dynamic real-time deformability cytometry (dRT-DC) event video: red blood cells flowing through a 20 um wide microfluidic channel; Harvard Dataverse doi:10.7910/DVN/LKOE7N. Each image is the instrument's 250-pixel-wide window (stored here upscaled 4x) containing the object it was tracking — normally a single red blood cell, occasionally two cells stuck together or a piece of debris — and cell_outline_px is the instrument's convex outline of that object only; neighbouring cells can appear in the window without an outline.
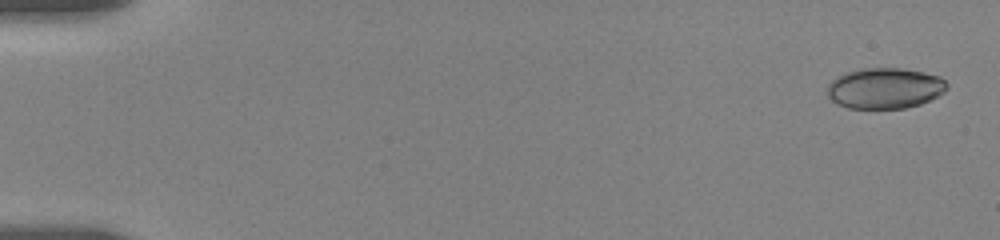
{"species": "human", "species_latin": "Homo sapiens", "temperature_condition": "room temperature", "stored_images_in_passage": 55, "camera_frame_rate_fps": 3000, "um_per_image_px": 0.085, "donor": {"sex": "female"}, "frame": {"image": 1, "passage_image": 1, "time_ms": 0.0, "image_size_px": [1000, 240], "cell_outline_px": [[948, 88], [944, 92], [920, 104], [904, 108], [848, 108], [836, 104], [828, 96], [828, 84], [832, 80], [848, 72], [860, 68], [900, 68], [924, 72], [940, 76], [948, 84]], "centroid_in_image_um": [75.22, 7.5], "position_along_channel_um": 9.8, "area_um2": 28.32}}
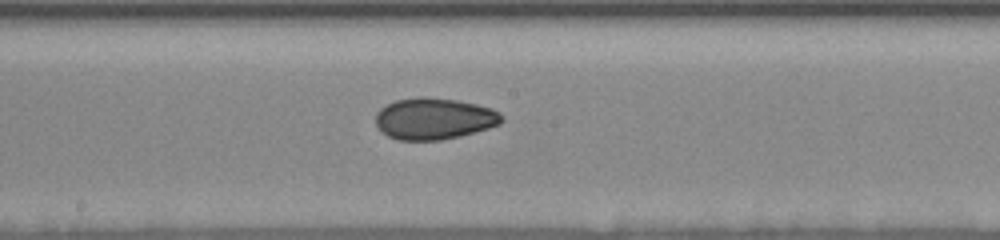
{"frame": {"image": 2, "passage_image": 30, "time_ms": 9.667, "image_size_px": [1000, 240], "cell_outline_px": [[504, 120], [500, 124], [488, 128], [460, 136], [440, 140], [400, 140], [388, 136], [380, 132], [376, 124], [376, 112], [380, 108], [396, 100], [424, 96], [428, 96], [456, 100], [476, 104], [492, 108], [500, 112], [504, 116]], "centroid_in_image_um": [36.91, 10.08], "position_along_channel_um": 211.3, "area_um2": 30.69}}
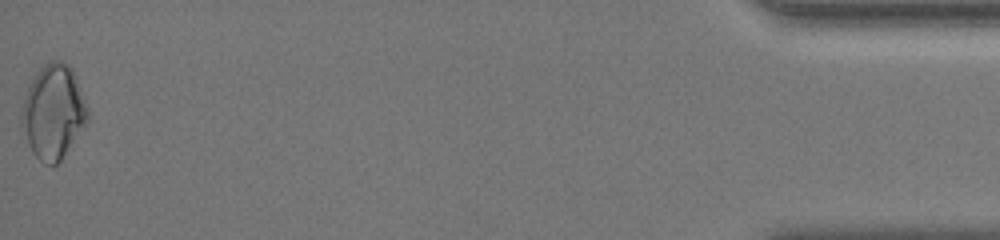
{"frame": {"image": 3, "passage_image": 55, "time_ms": 18.0, "image_size_px": [1000, 240], "cell_outline_px": [[88, 120], [60, 160], [56, 164], [44, 164], [32, 152], [20, 124], [20, 116], [28, 84], [36, 72], [48, 60], [60, 60], [68, 64], [72, 68], [76, 76], [88, 108]], "centroid_in_image_um": [4.52, 9.46], "position_along_channel_um": 430.7, "area_um2": 36.13}, "authors_computed_cell_mechanics": {"area_um2": 29.5358, "velocity_mm_per_s": 3.66, "shape_relaxation_time_tau1_ms": 10.586, "shape_relaxation_time_tau2_ms": 2.872, "deformation_change_tau1": 0.1576, "deformation_change_tau2": 0.0723}}